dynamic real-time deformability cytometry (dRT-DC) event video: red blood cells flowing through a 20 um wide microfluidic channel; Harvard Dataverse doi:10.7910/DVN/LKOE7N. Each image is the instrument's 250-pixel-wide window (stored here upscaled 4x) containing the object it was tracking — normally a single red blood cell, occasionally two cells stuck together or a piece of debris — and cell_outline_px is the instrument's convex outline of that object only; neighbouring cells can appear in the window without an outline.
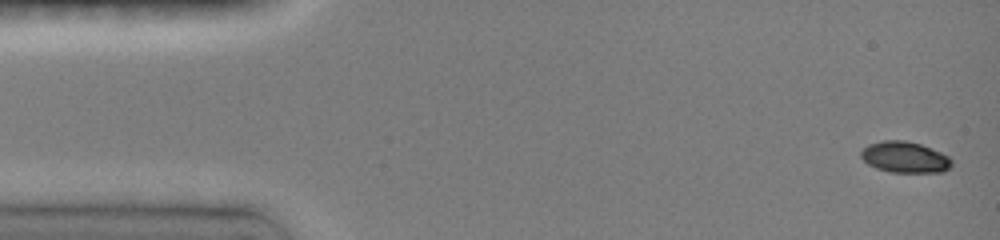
{"species": "common noctule bat (a hibernating species)", "species_latin": "Nyctalus noctula", "temperature_condition": "room temperature", "stored_images_in_passage": 9, "camera_frame_rate_fps": 3000, "um_per_image_px": 0.085, "animal": {"sex": "female", "body_mass_g": 19.0, "forearm_length_mm": 51.5}, "frame": {"image": 1, "passage_image": 1, "time_ms": 0.0, "image_size_px": [1000, 240], "cell_outline_px": [[952, 164], [944, 172], [892, 172], [876, 168], [868, 164], [860, 156], [860, 152], [868, 144], [884, 140], [904, 140], [920, 144], [940, 152], [948, 156], [952, 160]], "centroid_in_image_um": [76.9, 13.36], "position_along_channel_um": 8.1, "area_um2": 16.36}}
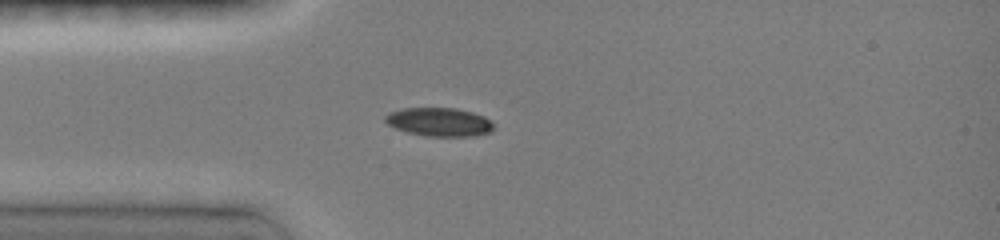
{"frame": {"image": 2, "passage_image": 8, "time_ms": 3.667, "image_size_px": [1000, 240], "cell_outline_px": [[492, 132], [476, 136], [424, 136], [408, 132], [396, 128], [388, 124], [384, 120], [384, 116], [388, 112], [404, 108], [456, 108], [472, 112], [484, 116], [492, 124]], "centroid_in_image_um": [37.31, 10.37], "position_along_channel_um": 47.7, "area_um2": 18.03}}